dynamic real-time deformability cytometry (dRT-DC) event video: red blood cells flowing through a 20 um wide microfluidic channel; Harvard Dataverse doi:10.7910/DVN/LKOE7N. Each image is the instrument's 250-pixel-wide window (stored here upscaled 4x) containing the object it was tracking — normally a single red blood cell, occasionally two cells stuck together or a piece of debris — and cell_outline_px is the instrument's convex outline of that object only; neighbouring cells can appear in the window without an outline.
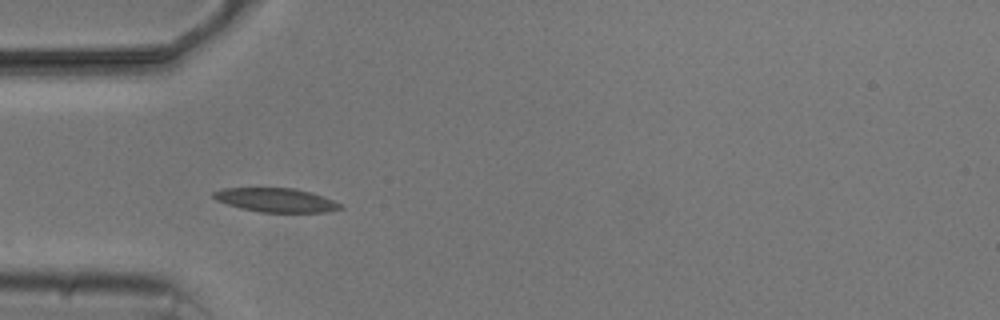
{"species": "common noctule bat (a hibernating species)", "species_latin": "Nyctalus noctula", "temperature_condition": "cold", "stored_images_in_passage": 5, "camera_frame_rate_fps": 3000, "um_per_image_px": 0.085, "animal": {"sex": "male", "body_mass_g": 20.5, "forearm_length_mm": 52.5}, "frame": {"image": 1, "passage_image": 4, "time_ms": 4.667, "image_size_px": [1000, 320], "cell_outline_px": [[344, 208], [328, 212], [260, 212], [240, 208], [216, 200], [212, 196], [212, 192], [224, 188], [292, 188], [312, 192], [324, 196], [340, 204]], "centroid_in_image_um": [23.46, 17.0], "position_along_channel_um": 61.5, "area_um2": 17.69}}
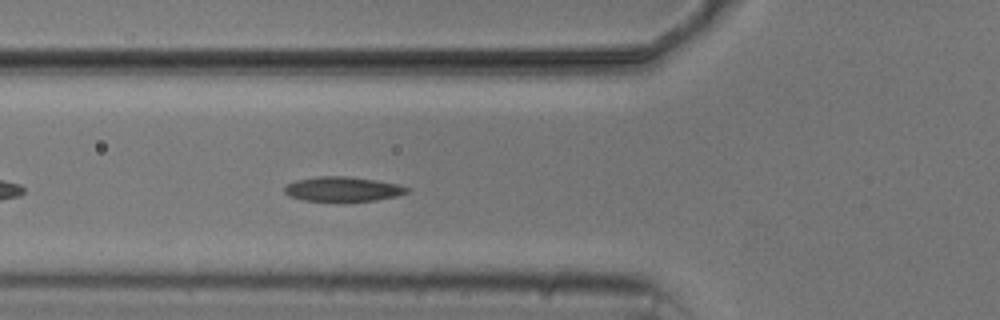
{"frame": {"image": 2, "passage_image": 5, "time_ms": 5.667, "image_size_px": [1000, 320], "cell_outline_px": [[412, 188], [408, 192], [396, 196], [376, 200], [304, 200], [288, 196], [284, 192], [284, 188], [288, 184], [296, 180], [320, 176], [348, 176], [376, 180], [396, 184]], "centroid_in_image_um": [29.14, 16.05], "position_along_channel_um": 96.7, "area_um2": 17.28}}